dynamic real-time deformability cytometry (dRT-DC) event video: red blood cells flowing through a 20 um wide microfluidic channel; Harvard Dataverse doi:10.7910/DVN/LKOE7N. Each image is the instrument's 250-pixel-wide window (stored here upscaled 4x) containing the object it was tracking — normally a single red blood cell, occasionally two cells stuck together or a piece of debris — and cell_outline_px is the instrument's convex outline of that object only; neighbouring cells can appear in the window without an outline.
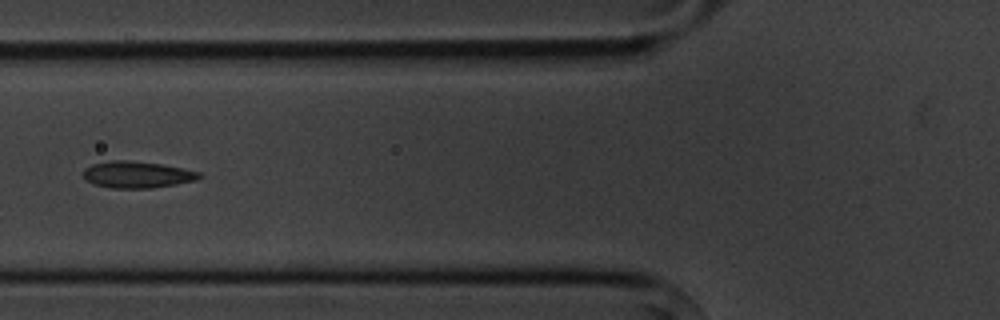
{"species": "common noctule bat (a hibernating species)", "species_latin": "Nyctalus noctula", "temperature_condition": "cold", "stored_images_in_passage": 9, "camera_frame_rate_fps": 3000, "um_per_image_px": 0.085, "animal": {"sex": "male", "body_mass_g": 20.1, "forearm_length_mm": 53.5}, "frame": {"image": 1, "passage_image": 6, "time_ms": 6.0, "image_size_px": [1000, 320], "cell_outline_px": [[204, 176], [196, 180], [176, 184], [152, 188], [112, 188], [96, 184], [84, 180], [84, 168], [92, 164], [112, 160], [128, 160], [160, 164], [184, 168], [200, 172]], "centroid_in_image_um": [11.68, 14.84], "position_along_channel_um": 114.1, "area_um2": 18.03}}
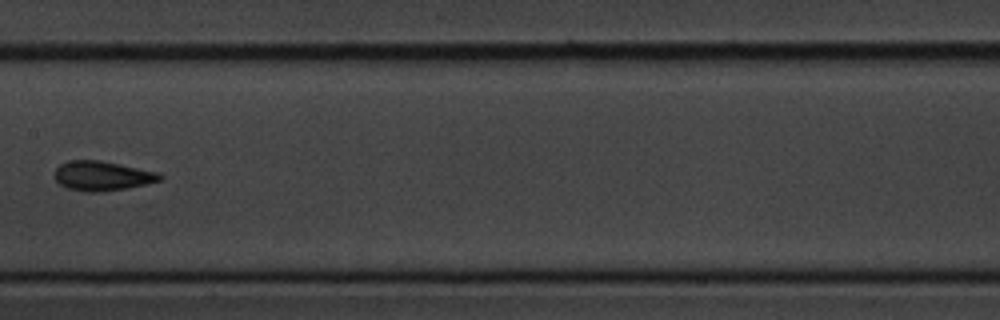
{"frame": {"image": 2, "passage_image": 8, "time_ms": 8.333, "image_size_px": [1000, 320], "cell_outline_px": [[164, 176], [160, 180], [148, 184], [128, 188], [96, 192], [84, 192], [68, 188], [60, 184], [52, 176], [52, 172], [60, 164], [68, 160], [100, 160], [160, 172]], "centroid_in_image_um": [8.68, 14.94], "position_along_channel_um": 198.7, "area_um2": 18.44}}
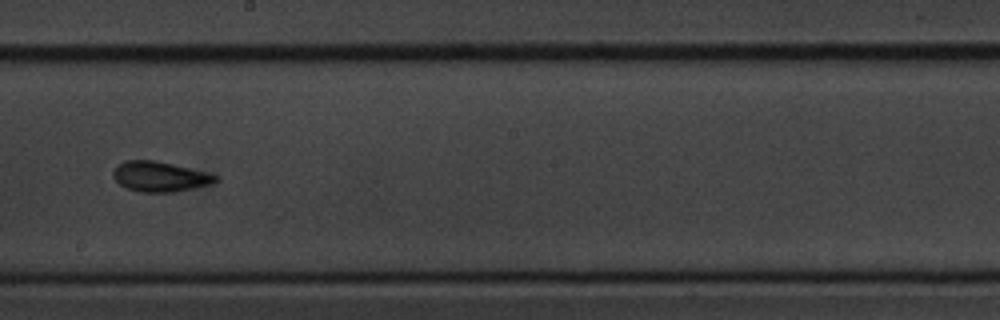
{"frame": {"image": 3, "passage_image": 9, "time_ms": 9.333, "image_size_px": [1000, 320], "cell_outline_px": [[220, 180], [212, 184], [172, 192], [140, 192], [128, 188], [120, 184], [112, 176], [112, 172], [116, 164], [124, 160], [152, 160], [172, 164], [220, 176]], "centroid_in_image_um": [13.57, 15.0], "position_along_channel_um": 234.6, "area_um2": 17.92}}